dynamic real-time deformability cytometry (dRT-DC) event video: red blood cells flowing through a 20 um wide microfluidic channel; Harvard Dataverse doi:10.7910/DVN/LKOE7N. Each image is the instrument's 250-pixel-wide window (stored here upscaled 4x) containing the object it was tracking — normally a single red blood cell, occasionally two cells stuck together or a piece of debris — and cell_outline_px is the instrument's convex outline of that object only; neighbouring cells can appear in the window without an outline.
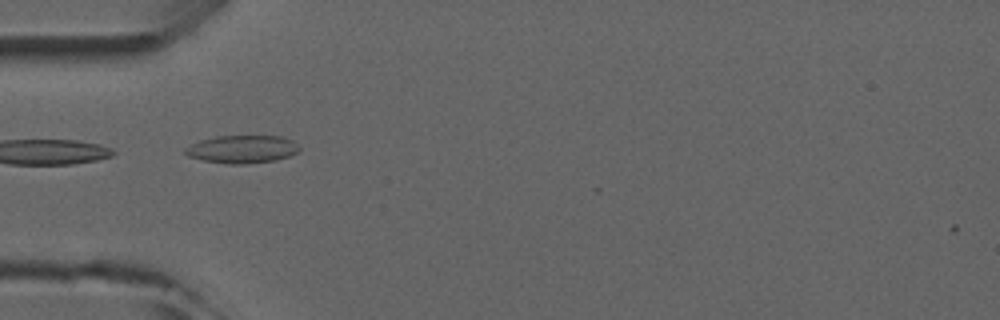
{"species": "common noctule bat (a hibernating species)", "species_latin": "Nyctalus noctula", "temperature_condition": "room temperature", "stored_images_in_passage": 5, "camera_frame_rate_fps": 3000, "um_per_image_px": 0.085, "animal": {"sex": "male", "forearm_length_mm": 52.5}, "frame": {"image": 1, "passage_image": 3, "time_ms": 3.333, "image_size_px": [1000, 320], "cell_outline_px": [[300, 148], [296, 152], [288, 156], [276, 160], [244, 164], [228, 164], [204, 160], [188, 156], [184, 152], [184, 148], [200, 140], [216, 136], [280, 136], [292, 140]], "centroid_in_image_um": [20.56, 12.68], "position_along_channel_um": 64.4, "area_um2": 18.38}}
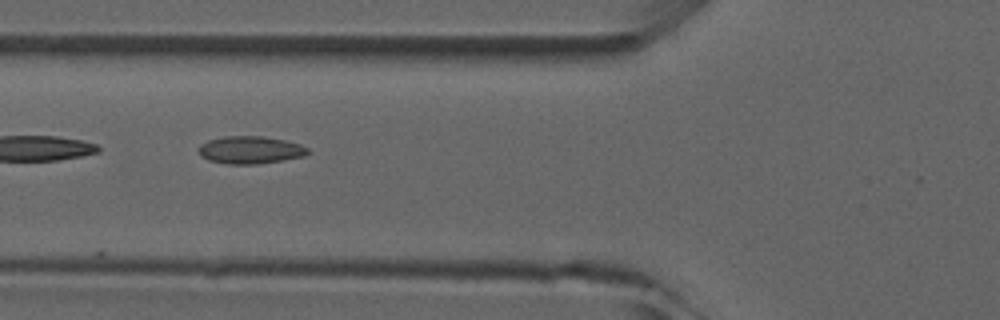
{"frame": {"image": 2, "passage_image": 4, "time_ms": 4.333, "image_size_px": [1000, 320], "cell_outline_px": [[308, 152], [304, 156], [284, 160], [256, 164], [228, 164], [208, 160], [200, 156], [200, 144], [208, 140], [224, 136], [260, 136], [284, 140], [300, 144], [308, 148]], "centroid_in_image_um": [21.26, 12.75], "position_along_channel_um": 104.5, "area_um2": 17.46}}